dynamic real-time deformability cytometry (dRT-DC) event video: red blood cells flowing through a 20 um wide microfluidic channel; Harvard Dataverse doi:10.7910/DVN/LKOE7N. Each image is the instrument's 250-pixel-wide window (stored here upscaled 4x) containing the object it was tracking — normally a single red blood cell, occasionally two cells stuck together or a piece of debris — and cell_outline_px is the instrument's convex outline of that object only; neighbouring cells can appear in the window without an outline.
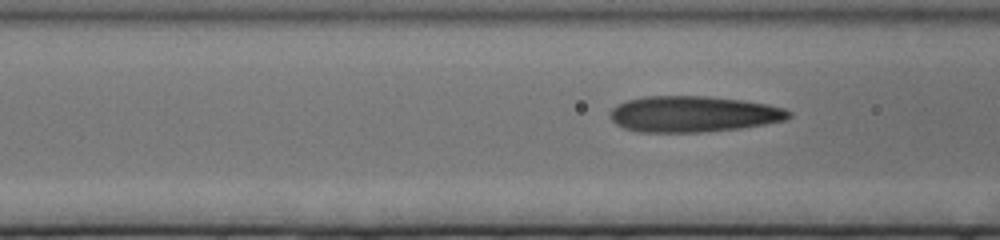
{"species": "human", "species_latin": "Homo sapiens", "temperature_condition": "cold", "stored_images_in_passage": 64, "camera_frame_rate_fps": 3000, "um_per_image_px": 0.085, "donor": {"sex": "female"}, "frame": {"image": 1, "passage_image": 55, "time_ms": 18.0, "image_size_px": [1000, 240], "cell_outline_px": [[792, 116], [788, 120], [740, 128], [700, 132], [636, 132], [624, 128], [616, 124], [608, 116], [608, 112], [616, 104], [628, 100], [644, 96], [708, 96], [740, 100], [768, 104], [784, 108], [792, 112]], "centroid_in_image_um": [58.91, 9.69], "position_along_channel_um": 107.7, "area_um2": 37.8}}
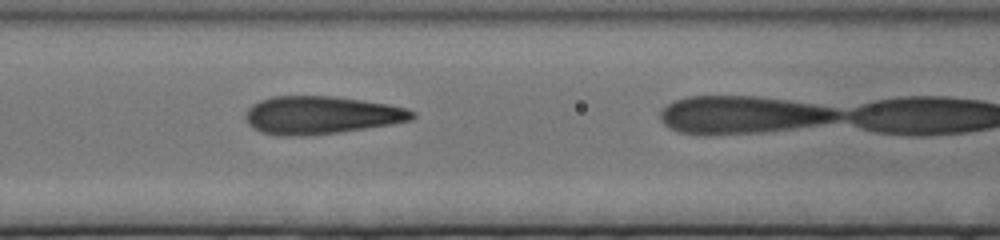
{"frame": {"image": 2, "passage_image": 63, "time_ms": 20.667, "image_size_px": [1000, 240], "cell_outline_px": [[416, 116], [412, 120], [392, 124], [340, 132], [304, 136], [280, 136], [260, 132], [248, 124], [244, 116], [244, 112], [252, 104], [260, 100], [272, 96], [332, 96], [388, 104], [408, 108], [416, 112]], "centroid_in_image_um": [27.28, 9.79], "position_along_channel_um": 139.3, "area_um2": 37.11}}